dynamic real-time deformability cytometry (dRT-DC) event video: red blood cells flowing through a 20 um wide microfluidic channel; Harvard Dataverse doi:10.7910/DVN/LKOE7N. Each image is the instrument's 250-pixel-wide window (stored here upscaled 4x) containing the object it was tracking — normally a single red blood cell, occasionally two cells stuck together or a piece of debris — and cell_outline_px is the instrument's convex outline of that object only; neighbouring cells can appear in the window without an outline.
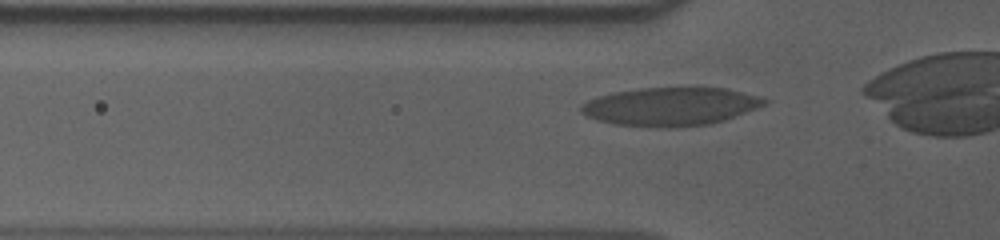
{"species": "human", "species_latin": "Homo sapiens", "temperature_condition": "cold", "stored_images_in_passage": 36, "camera_frame_rate_fps": 3000, "um_per_image_px": 0.085, "donor": {"sex": "male"}, "frame": {"image": 1, "passage_image": 9, "time_ms": 2.667, "image_size_px": [1000, 240], "cell_outline_px": [[772, 100], [756, 108], [724, 120], [712, 124], [676, 128], [656, 128], [612, 124], [596, 120], [584, 116], [580, 112], [580, 104], [596, 96], [612, 92], [640, 88], [728, 88], [760, 96]], "centroid_in_image_um": [56.95, 9.07], "position_along_channel_um": 68.9, "area_um2": 41.56}}
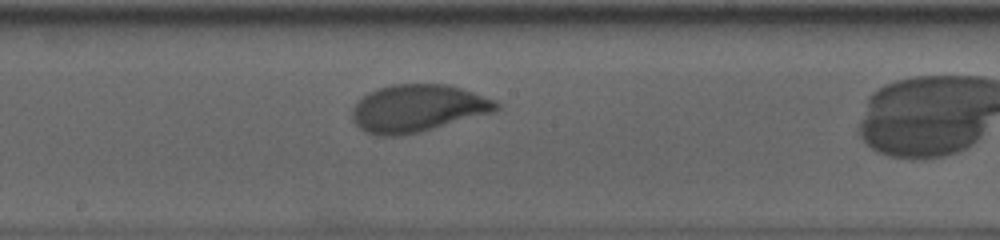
{"frame": {"image": 2, "passage_image": 21, "time_ms": 6.667, "image_size_px": [1000, 240], "cell_outline_px": [[500, 108], [496, 112], [420, 132], [400, 136], [376, 136], [364, 132], [356, 124], [352, 116], [352, 108], [368, 92], [376, 88], [392, 84], [448, 84], [496, 100], [500, 104]], "centroid_in_image_um": [35.52, 9.21], "position_along_channel_um": 212.7, "area_um2": 40.06}}
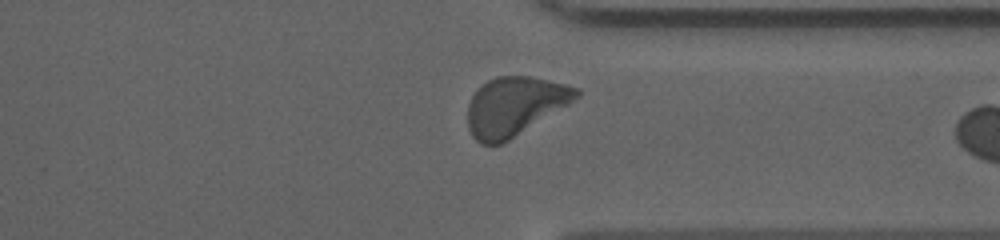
{"frame": {"image": 3, "passage_image": 34, "time_ms": 11.0, "image_size_px": [1000, 240], "cell_outline_px": [[580, 96], [568, 104], [508, 140], [500, 144], [480, 144], [472, 136], [468, 128], [468, 104], [472, 96], [488, 80], [496, 76], [528, 76], [548, 80], [580, 88]], "centroid_in_image_um": [43.73, 9.02], "position_along_channel_um": 367.7, "area_um2": 36.65}}